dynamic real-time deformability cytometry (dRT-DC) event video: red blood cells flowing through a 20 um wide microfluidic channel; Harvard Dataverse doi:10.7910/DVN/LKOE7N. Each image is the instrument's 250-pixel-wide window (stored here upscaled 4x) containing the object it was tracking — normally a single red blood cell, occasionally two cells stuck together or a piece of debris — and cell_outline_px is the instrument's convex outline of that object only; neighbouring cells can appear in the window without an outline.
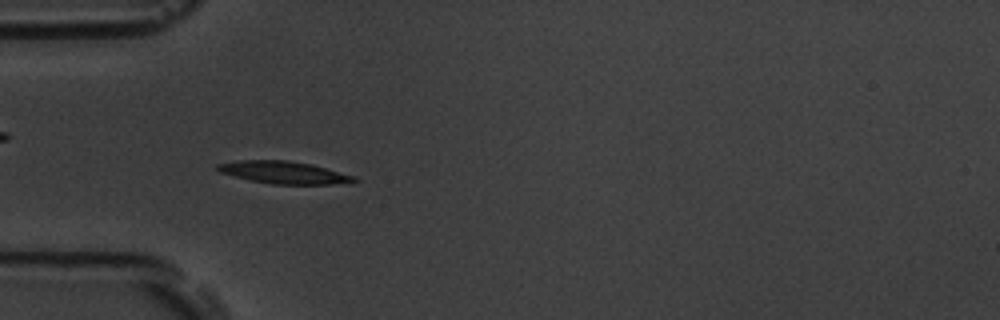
{"species": "common noctule bat (a hibernating species)", "species_latin": "Nyctalus noctula", "temperature_condition": "room temperature", "stored_images_in_passage": 56, "camera_frame_rate_fps": 3000, "um_per_image_px": 0.085, "animal": {"sex": "male", "body_mass_g": 19.5, "forearm_length_mm": 54.6}, "frame": {"image": 1, "passage_image": 17, "time_ms": 5.333, "image_size_px": [1000, 320], "cell_outline_px": [[360, 180], [332, 184], [272, 184], [252, 180], [220, 172], [216, 168], [216, 164], [236, 160], [288, 160], [312, 164], [356, 176]], "centroid_in_image_um": [24.14, 14.64], "position_along_channel_um": 60.9, "area_um2": 17.69}}
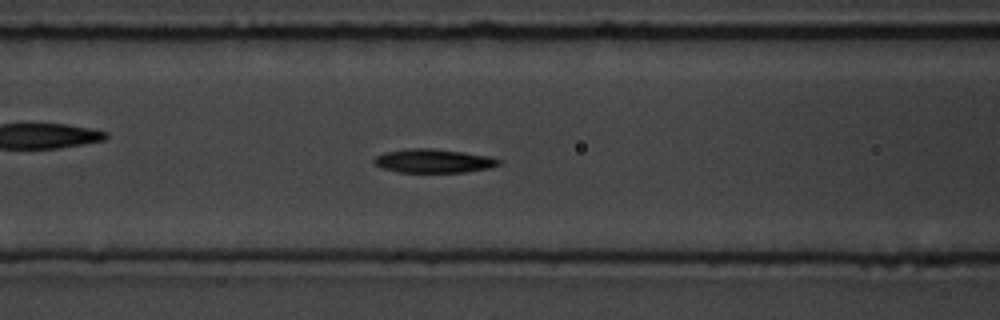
{"frame": {"image": 2, "passage_image": 23, "time_ms": 7.333, "image_size_px": [1000, 320], "cell_outline_px": [[500, 164], [488, 168], [464, 172], [400, 172], [384, 168], [376, 164], [372, 160], [376, 156], [384, 152], [412, 148], [428, 148], [460, 152], [488, 156], [500, 160]], "centroid_in_image_um": [36.82, 13.68], "position_along_channel_um": 129.8, "area_um2": 16.88}}
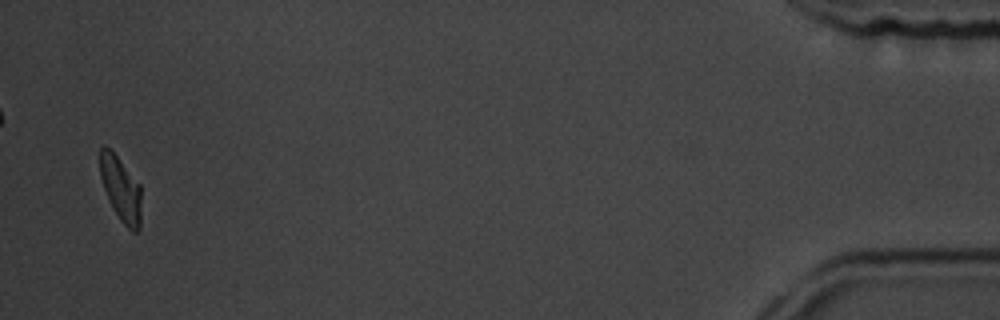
{"frame": {"image": 3, "passage_image": 55, "time_ms": 18.0, "image_size_px": [1000, 320], "cell_outline_px": [[140, 228], [136, 232], [132, 232], [120, 220], [112, 208], [108, 200], [100, 176], [100, 148], [104, 144], [116, 156], [140, 184]], "centroid_in_image_um": [10.26, 16.09], "position_along_channel_um": 424.9, "area_um2": 15.37}, "authors_computed_cell_mechanics": {"area_um2": 16.8776, "velocity_mm_per_s": 3.5864, "shape_relaxation_time_tau1_ms": 2.1235, "shape_relaxation_time_tau2_ms": 6.2225, "deformation_change_tau1": 0.1339, "deformation_change_tau2": 0.1416}}